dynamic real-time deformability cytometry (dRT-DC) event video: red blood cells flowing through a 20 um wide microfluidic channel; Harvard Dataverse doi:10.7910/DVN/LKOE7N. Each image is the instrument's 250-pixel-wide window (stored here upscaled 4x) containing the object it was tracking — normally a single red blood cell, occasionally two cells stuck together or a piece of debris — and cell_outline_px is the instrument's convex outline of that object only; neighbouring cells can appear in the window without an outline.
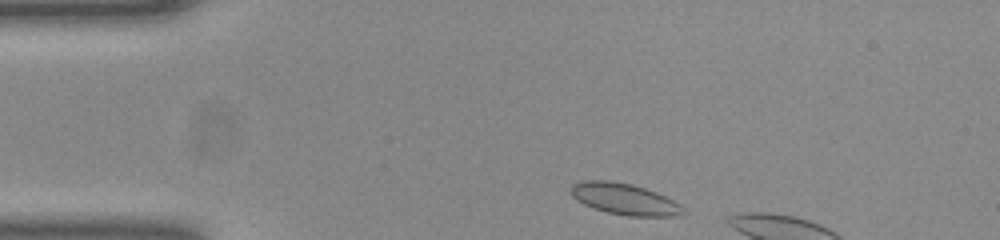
{"species": "common noctule bat (a hibernating species)", "species_latin": "Nyctalus noctula", "temperature_condition": "room temperature", "stored_images_in_passage": 5, "camera_frame_rate_fps": 3000, "um_per_image_px": 0.085, "animal": {"sex": "female", "body_mass_g": 23.0, "forearm_length_mm": 53.4}, "frame": {"image": 1, "passage_image": 1, "time_ms": 0.0, "image_size_px": [1000, 240], "cell_outline_px": [[684, 212], [680, 216], [628, 216], [608, 212], [584, 204], [576, 200], [572, 196], [568, 188], [572, 184], [584, 180], [608, 180], [632, 184], [656, 192], [680, 204], [684, 208]], "centroid_in_image_um": [53.05, 16.91], "position_along_channel_um": 31.9, "area_um2": 20.46}}